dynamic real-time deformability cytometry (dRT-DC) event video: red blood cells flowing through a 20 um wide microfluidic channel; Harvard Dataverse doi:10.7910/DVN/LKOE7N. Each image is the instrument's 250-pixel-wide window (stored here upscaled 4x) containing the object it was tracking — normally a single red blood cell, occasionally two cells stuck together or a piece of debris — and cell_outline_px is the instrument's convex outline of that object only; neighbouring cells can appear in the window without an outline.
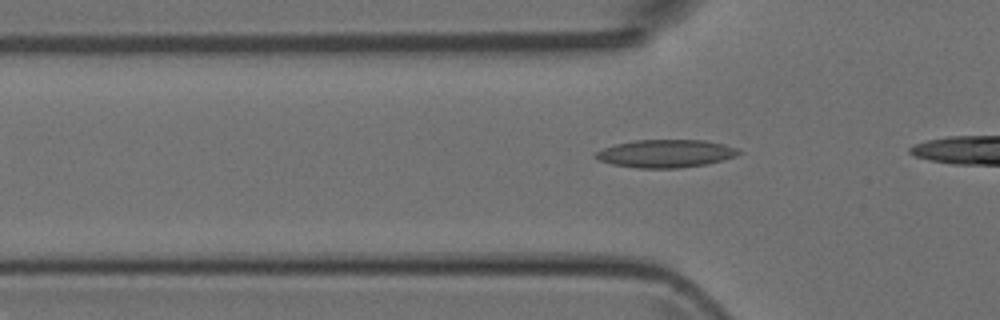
{"species": "Egyptian fruit bat (a non-hibernating species)", "species_latin": "Rousettus aegyptiacus", "temperature_condition": "room temperature", "stored_images_in_passage": 3, "camera_frame_rate_fps": 3000, "um_per_image_px": 0.085, "animal": {"sex": "female"}, "frame": {"image": 1, "passage_image": 3, "time_ms": 2.333, "image_size_px": [1000, 320], "cell_outline_px": [[744, 152], [736, 156], [724, 160], [708, 164], [680, 168], [640, 168], [612, 164], [600, 160], [592, 156], [596, 152], [604, 148], [616, 144], [636, 140], [704, 140], [724, 144], [736, 148]], "centroid_in_image_um": [56.63, 13.05], "position_along_channel_um": 69.2, "area_um2": 23.29}}